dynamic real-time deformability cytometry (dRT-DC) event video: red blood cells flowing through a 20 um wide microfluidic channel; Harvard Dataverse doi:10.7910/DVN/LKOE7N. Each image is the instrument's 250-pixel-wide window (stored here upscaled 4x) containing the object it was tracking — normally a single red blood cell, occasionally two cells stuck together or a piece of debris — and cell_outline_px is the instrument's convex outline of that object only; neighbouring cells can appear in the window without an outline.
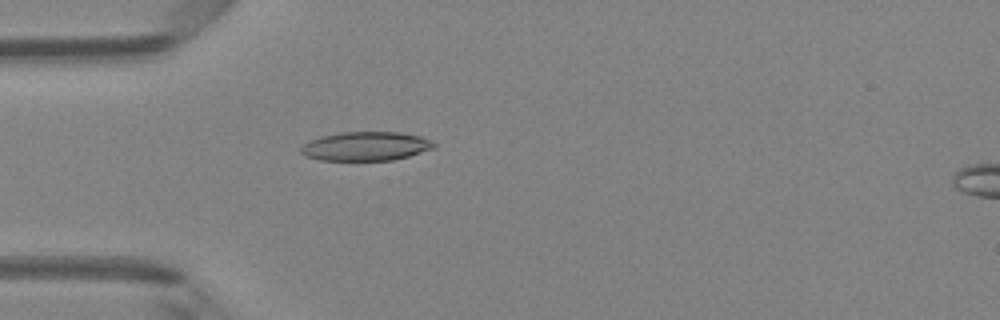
{"species": "Egyptian fruit bat (a non-hibernating species)", "species_latin": "Rousettus aegyptiacus", "temperature_condition": "room temperature", "stored_images_in_passage": 5, "camera_frame_rate_fps": 3000, "um_per_image_px": 0.085, "animal": {"sex": "female"}, "frame": {"image": 1, "passage_image": 4, "time_ms": 1.0, "image_size_px": [1000, 320], "cell_outline_px": [[436, 144], [432, 148], [408, 156], [392, 160], [320, 160], [304, 156], [300, 152], [300, 148], [308, 140], [320, 136], [340, 132], [400, 132], [420, 136], [432, 140]], "centroid_in_image_um": [31.04, 12.42], "position_along_channel_um": 54.0, "area_um2": 22.48}}